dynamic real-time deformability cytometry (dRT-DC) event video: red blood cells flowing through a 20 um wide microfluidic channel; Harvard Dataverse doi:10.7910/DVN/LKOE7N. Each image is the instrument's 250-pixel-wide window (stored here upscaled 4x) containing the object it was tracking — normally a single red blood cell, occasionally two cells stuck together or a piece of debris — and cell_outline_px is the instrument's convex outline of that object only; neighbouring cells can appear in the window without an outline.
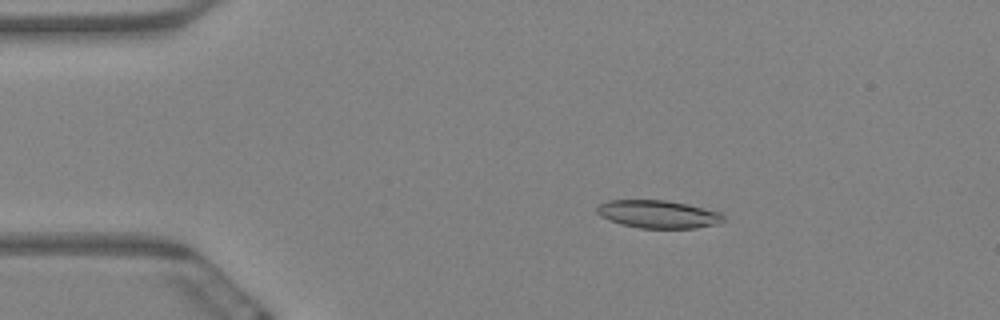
{"species": "Egyptian fruit bat (a non-hibernating species)", "species_latin": "Rousettus aegyptiacus", "temperature_condition": "warm", "stored_images_in_passage": 5, "camera_frame_rate_fps": 3000, "um_per_image_px": 0.085, "animal": {"sex": "female"}, "frame": {"image": 1, "passage_image": 3, "time_ms": 0.667, "image_size_px": [1000, 320], "cell_outline_px": [[724, 220], [720, 224], [696, 228], [640, 228], [624, 224], [600, 216], [596, 212], [596, 204], [608, 200], [668, 200], [688, 204], [720, 212], [724, 216]], "centroid_in_image_um": [55.96, 18.19], "position_along_channel_um": 29.0, "area_um2": 20.63}}